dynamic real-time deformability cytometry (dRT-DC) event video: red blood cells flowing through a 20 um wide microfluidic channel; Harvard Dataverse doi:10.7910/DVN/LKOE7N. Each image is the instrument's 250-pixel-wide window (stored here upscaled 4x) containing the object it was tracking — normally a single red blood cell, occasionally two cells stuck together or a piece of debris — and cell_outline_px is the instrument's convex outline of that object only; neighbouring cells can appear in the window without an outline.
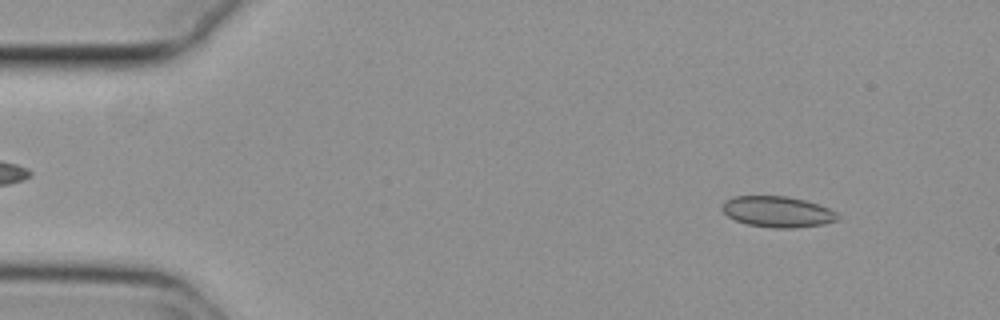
{"species": "common noctule bat (a hibernating species)", "species_latin": "Nyctalus noctula", "temperature_condition": "cold", "stored_images_in_passage": 53, "camera_frame_rate_fps": 3000, "um_per_image_px": 0.085, "animal": {"sex": "female", "body_mass_g": 29.2, "forearm_length_mm": 56.3}, "frame": {"image": 1, "passage_image": 5, "time_ms": 1.333, "image_size_px": [1000, 320], "cell_outline_px": [[840, 220], [824, 224], [792, 228], [772, 228], [748, 224], [736, 220], [728, 216], [720, 208], [724, 200], [732, 196], [788, 196], [804, 200], [828, 208], [836, 212], [840, 216]], "centroid_in_image_um": [66.08, 17.99], "position_along_channel_um": 18.9, "area_um2": 20.92}}
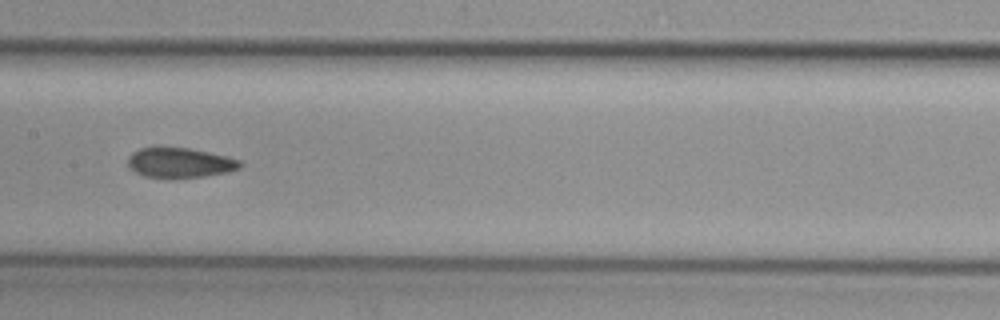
{"frame": {"image": 2, "passage_image": 26, "time_ms": 8.333, "image_size_px": [1000, 320], "cell_outline_px": [[244, 164], [240, 168], [228, 172], [204, 176], [144, 176], [128, 168], [128, 156], [132, 152], [140, 148], [160, 144], [188, 148], [228, 156], [240, 160]], "centroid_in_image_um": [15.26, 13.76], "position_along_channel_um": 192.1, "area_um2": 19.83}}
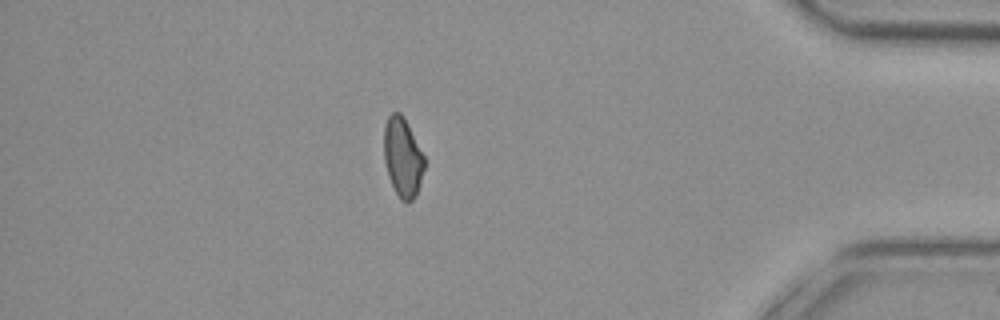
{"frame": {"image": 3, "passage_image": 46, "time_ms": 15.0, "image_size_px": [1000, 320], "cell_outline_px": [[424, 168], [416, 196], [408, 204], [404, 204], [400, 200], [388, 176], [384, 160], [384, 124], [388, 116], [392, 112], [400, 112], [404, 116], [424, 156]], "centroid_in_image_um": [34.21, 13.38], "position_along_channel_um": 401.0, "area_um2": 18.79}, "authors_computed_cell_mechanics": {"area_um2": 19.9988, "velocity_mm_per_s": 3.7784, "shape_relaxation_time_tau1_ms": null, "shape_relaxation_time_tau2_ms": 3.6, "deformation_change_tau1": null, "deformation_change_tau2": 0.0752}}